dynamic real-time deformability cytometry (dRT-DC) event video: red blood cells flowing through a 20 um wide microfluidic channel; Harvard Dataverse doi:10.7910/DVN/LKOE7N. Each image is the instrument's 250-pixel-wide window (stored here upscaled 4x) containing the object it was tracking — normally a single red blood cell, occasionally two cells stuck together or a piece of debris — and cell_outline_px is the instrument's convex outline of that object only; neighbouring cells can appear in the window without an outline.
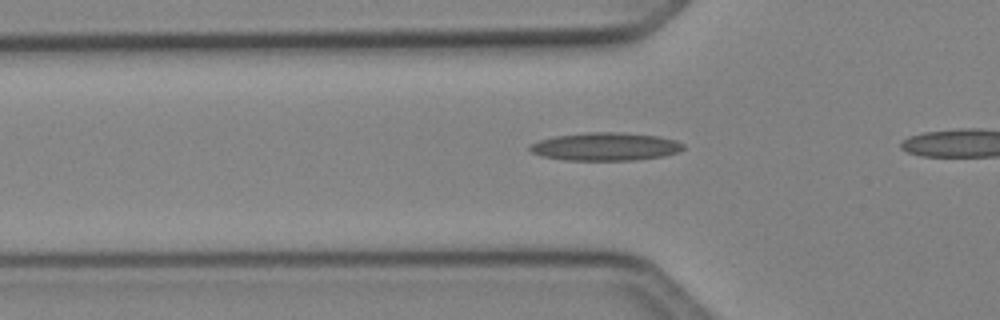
{"species": "Egyptian fruit bat (a non-hibernating species)", "species_latin": "Rousettus aegyptiacus", "temperature_condition": "cold", "stored_images_in_passage": 12, "camera_frame_rate_fps": 3000, "um_per_image_px": 0.085, "animal": {"sex": "female"}, "frame": {"image": 1, "passage_image": 4, "time_ms": 1.0, "image_size_px": [1000, 320], "cell_outline_px": [[684, 148], [680, 152], [664, 156], [636, 160], [564, 160], [540, 156], [532, 152], [528, 148], [532, 144], [540, 140], [556, 136], [588, 132], [616, 132], [656, 136], [676, 140], [684, 144]], "centroid_in_image_um": [51.48, 12.47], "position_along_channel_um": 74.3, "area_um2": 25.03}}
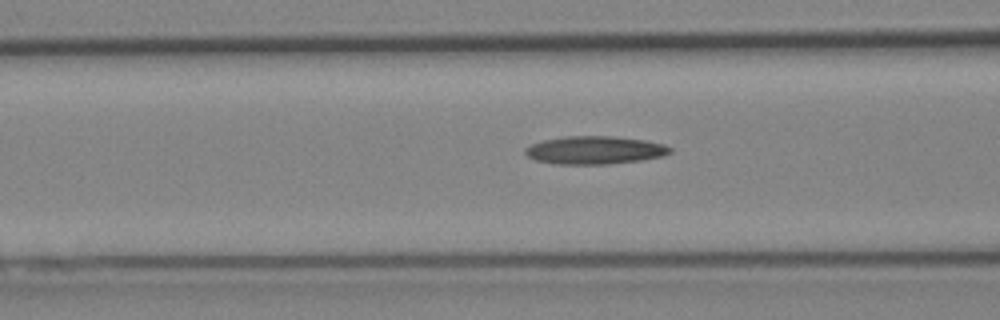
{"frame": {"image": 2, "passage_image": 7, "time_ms": 2.0, "image_size_px": [1000, 320], "cell_outline_px": [[672, 152], [664, 156], [640, 160], [608, 164], [556, 164], [536, 160], [528, 156], [524, 152], [524, 148], [532, 144], [544, 140], [564, 136], [612, 136], [644, 140], [664, 144], [672, 148]], "centroid_in_image_um": [50.57, 12.76], "position_along_channel_um": 116.0, "area_um2": 23.64}}
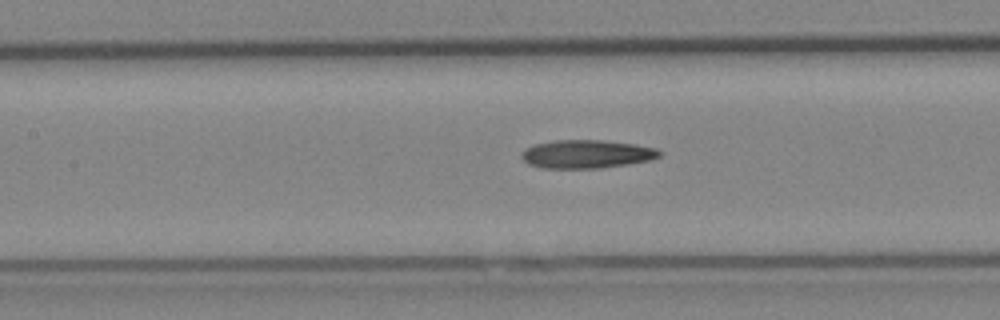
{"frame": {"image": 3, "passage_image": 10, "time_ms": 3.0, "image_size_px": [1000, 320], "cell_outline_px": [[664, 152], [660, 156], [652, 160], [628, 164], [600, 168], [544, 168], [528, 164], [520, 156], [520, 152], [524, 148], [532, 144], [556, 140], [604, 140], [636, 144], [656, 148]], "centroid_in_image_um": [49.86, 13.09], "position_along_channel_um": 157.5, "area_um2": 23.12}}